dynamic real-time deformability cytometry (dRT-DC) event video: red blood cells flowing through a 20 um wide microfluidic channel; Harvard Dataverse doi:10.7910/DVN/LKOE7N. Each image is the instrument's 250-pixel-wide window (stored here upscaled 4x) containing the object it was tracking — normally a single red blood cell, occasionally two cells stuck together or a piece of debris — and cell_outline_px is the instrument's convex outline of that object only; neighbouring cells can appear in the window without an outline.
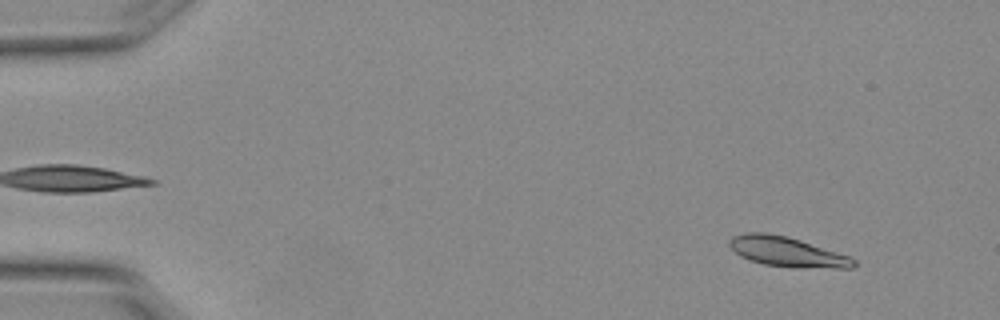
{"species": "Egyptian fruit bat (a non-hibernating species)", "species_latin": "Rousettus aegyptiacus", "temperature_condition": "warm", "stored_images_in_passage": 5, "camera_frame_rate_fps": 3000, "um_per_image_px": 0.085, "animal": {"sex": "female"}, "frame": {"image": 1, "passage_image": 1, "time_ms": 0.0, "image_size_px": [1000, 320], "cell_outline_px": [[856, 264], [852, 268], [792, 268], [764, 264], [748, 260], [740, 256], [728, 244], [728, 240], [732, 236], [748, 232], [768, 232], [800, 240], [848, 256], [856, 260]], "centroid_in_image_um": [66.87, 21.41], "position_along_channel_um": 18.1, "area_um2": 21.62}}